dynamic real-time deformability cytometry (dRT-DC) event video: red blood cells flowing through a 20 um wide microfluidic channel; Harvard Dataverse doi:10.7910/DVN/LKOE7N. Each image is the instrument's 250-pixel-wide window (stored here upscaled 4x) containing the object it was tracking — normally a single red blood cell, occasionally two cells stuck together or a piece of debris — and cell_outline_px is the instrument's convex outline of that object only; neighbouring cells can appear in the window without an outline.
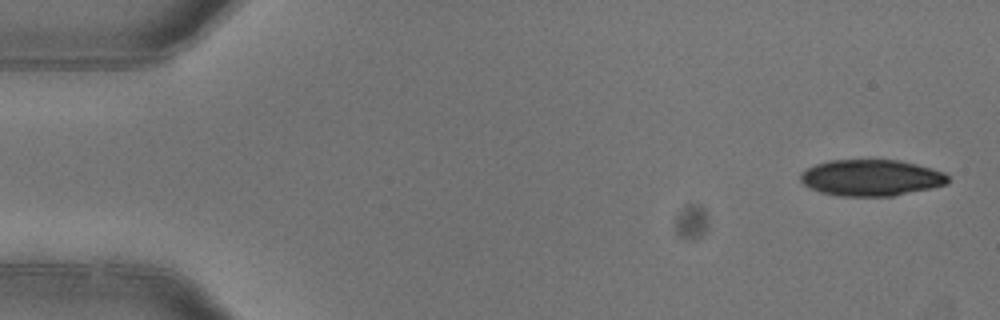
{"species": "common noctule bat (a hibernating species)", "species_latin": "Nyctalus noctula", "temperature_condition": "warm", "stored_images_in_passage": 3, "camera_frame_rate_fps": 3000, "um_per_image_px": 0.085, "animal": {"sex": "female"}, "frame": {"image": 1, "passage_image": 1, "time_ms": 0.0, "image_size_px": [1000, 320], "cell_outline_px": [[948, 184], [932, 188], [892, 196], [840, 196], [820, 192], [804, 184], [800, 180], [800, 172], [804, 168], [828, 160], [900, 160], [932, 168], [944, 172], [948, 176]], "centroid_in_image_um": [74.04, 15.1], "position_along_channel_um": 11.0, "area_um2": 31.39}}